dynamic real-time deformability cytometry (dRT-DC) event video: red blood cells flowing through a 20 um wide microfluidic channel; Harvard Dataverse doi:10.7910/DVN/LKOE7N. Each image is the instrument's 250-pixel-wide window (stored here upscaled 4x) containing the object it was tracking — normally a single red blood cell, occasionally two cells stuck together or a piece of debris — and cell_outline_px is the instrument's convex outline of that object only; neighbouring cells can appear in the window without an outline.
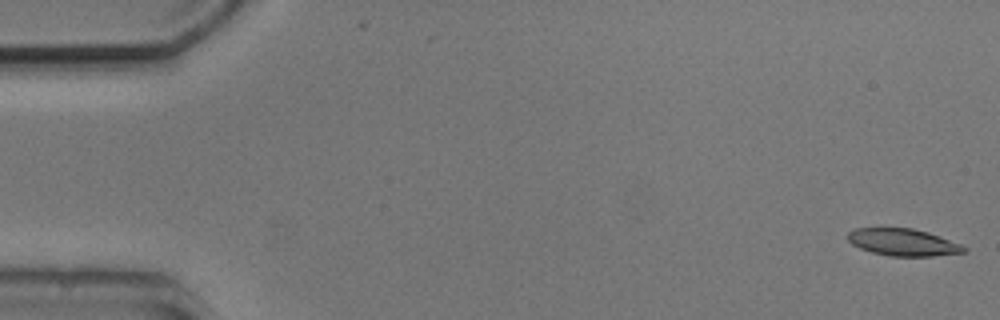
{"species": "common noctule bat (a hibernating species)", "species_latin": "Nyctalus noctula", "temperature_condition": "cold", "stored_images_in_passage": 6, "camera_frame_rate_fps": 3000, "um_per_image_px": 0.085, "animal": {"sex": "male", "body_mass_g": 20.5, "forearm_length_mm": 52.5}, "frame": {"image": 1, "passage_image": 1, "time_ms": 0.0, "image_size_px": [1000, 320], "cell_outline_px": [[968, 248], [964, 252], [932, 256], [888, 256], [872, 252], [860, 248], [852, 244], [848, 240], [848, 232], [856, 228], [912, 228], [928, 232], [960, 244]], "centroid_in_image_um": [76.74, 20.59], "position_along_channel_um": 8.3, "area_um2": 18.21}}
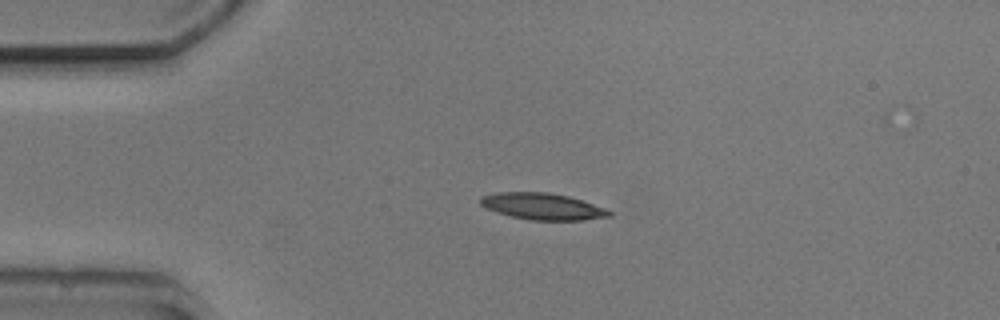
{"frame": {"image": 2, "passage_image": 4, "time_ms": 3.667, "image_size_px": [1000, 320], "cell_outline_px": [[612, 216], [584, 220], [532, 220], [512, 216], [488, 208], [480, 204], [480, 196], [496, 192], [548, 192], [568, 196], [604, 208], [612, 212]], "centroid_in_image_um": [46.12, 17.53], "position_along_channel_um": 38.9, "area_um2": 19.65}}